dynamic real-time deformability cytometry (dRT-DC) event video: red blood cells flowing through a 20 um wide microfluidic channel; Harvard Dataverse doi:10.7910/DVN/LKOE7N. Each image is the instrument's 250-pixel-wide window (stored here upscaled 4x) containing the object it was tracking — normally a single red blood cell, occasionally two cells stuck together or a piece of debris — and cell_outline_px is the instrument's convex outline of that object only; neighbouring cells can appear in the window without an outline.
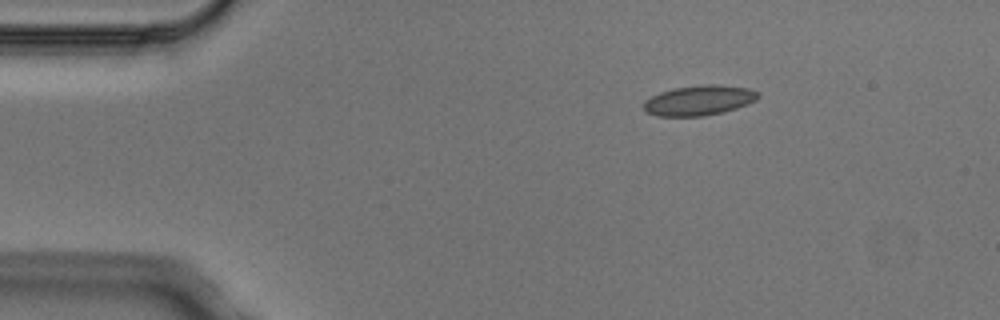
{"species": "Egyptian fruit bat (a non-hibernating species)", "species_latin": "Rousettus aegyptiacus", "temperature_condition": "cold", "stored_images_in_passage": 2, "camera_frame_rate_fps": 3000, "um_per_image_px": 0.085, "animal": {"sex": "male"}, "frame": {"image": 1, "passage_image": 1, "time_ms": 0.0, "image_size_px": [1000, 320], "cell_outline_px": [[760, 96], [756, 100], [748, 104], [736, 108], [704, 116], [656, 116], [644, 112], [644, 100], [660, 92], [672, 88], [708, 84], [712, 84], [748, 88], [756, 92]], "centroid_in_image_um": [59.37, 8.53], "position_along_channel_um": 25.6, "area_um2": 19.94}}
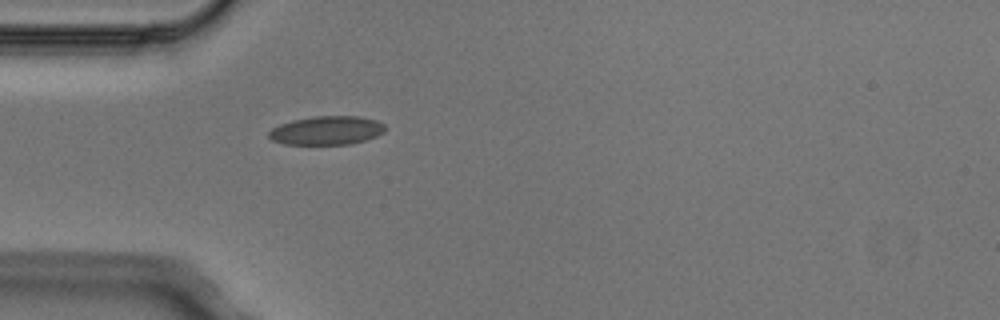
{"frame": {"image": 2, "passage_image": 2, "time_ms": 0.333, "image_size_px": [1000, 320], "cell_outline_px": [[384, 132], [376, 136], [352, 144], [284, 144], [272, 140], [268, 136], [268, 132], [272, 128], [280, 124], [292, 120], [316, 116], [360, 116], [376, 120], [384, 124]], "centroid_in_image_um": [27.76, 11.08], "position_along_channel_um": 57.2, "area_um2": 19.42}}